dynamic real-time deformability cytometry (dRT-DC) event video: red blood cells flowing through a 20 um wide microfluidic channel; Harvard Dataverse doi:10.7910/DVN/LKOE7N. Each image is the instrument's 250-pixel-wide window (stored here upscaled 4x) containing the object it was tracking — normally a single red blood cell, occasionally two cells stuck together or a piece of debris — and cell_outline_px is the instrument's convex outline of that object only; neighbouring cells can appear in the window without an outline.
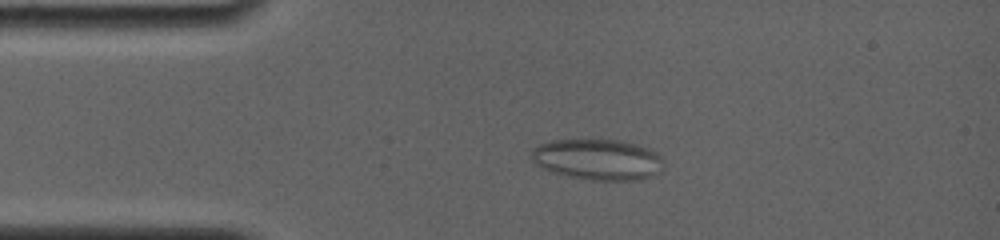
{"species": "common noctule bat (a hibernating species)", "species_latin": "Nyctalus noctula", "temperature_condition": "room temperature", "stored_images_in_passage": 25, "camera_frame_rate_fps": 4000, "um_per_image_px": 0.085, "animal": {"sex": "female", "body_mass_g": 19.0, "forearm_length_mm": 56.7}, "frame": {"image": 1, "passage_image": 5, "time_ms": 3.25, "image_size_px": [1000, 240], "cell_outline_px": [[664, 160], [660, 172], [652, 176], [636, 180], [592, 180], [568, 176], [552, 172], [536, 164], [528, 156], [540, 144], [552, 140], [620, 140], [636, 144], [648, 148], [656, 152]], "centroid_in_image_um": [50.82, 13.56], "position_along_channel_um": 34.2, "area_um2": 31.44}}
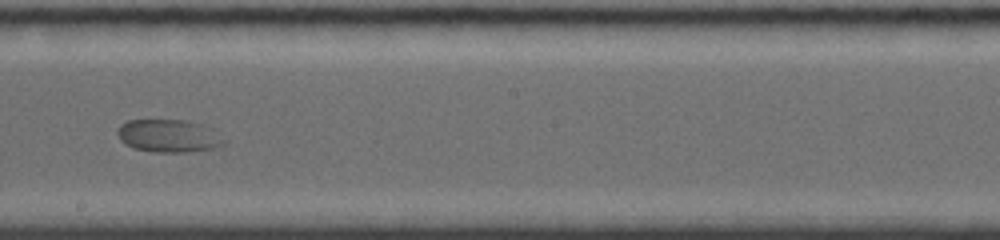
{"frame": {"image": 2, "passage_image": 14, "time_ms": 9.5, "image_size_px": [1000, 240], "cell_outline_px": [[228, 140], [224, 144], [212, 148], [188, 152], [152, 152], [132, 148], [124, 144], [120, 140], [116, 132], [120, 124], [128, 120], [184, 120], [200, 124], [208, 128]], "centroid_in_image_um": [14.28, 11.56], "position_along_channel_um": 233.9, "area_um2": 20.4}}
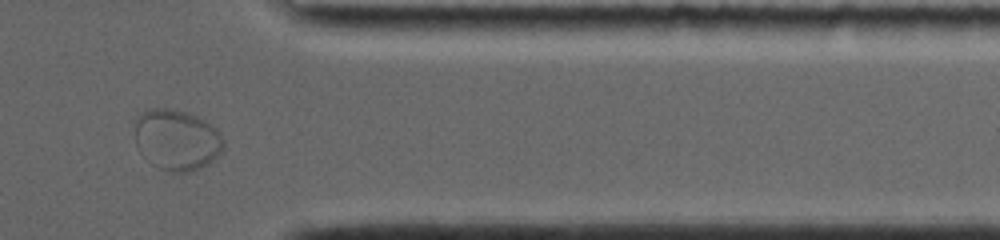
{"frame": {"image": 3, "passage_image": 22, "time_ms": 14.0, "image_size_px": [1000, 240], "cell_outline_px": [[224, 148], [208, 164], [200, 168], [188, 172], [168, 172], [160, 168], [136, 144], [136, 116], [140, 112], [148, 108], [164, 108], [184, 112], [204, 120], [216, 128], [220, 132], [224, 140]], "centroid_in_image_um": [15.06, 11.86], "position_along_channel_um": 396.3, "area_um2": 30.87}}